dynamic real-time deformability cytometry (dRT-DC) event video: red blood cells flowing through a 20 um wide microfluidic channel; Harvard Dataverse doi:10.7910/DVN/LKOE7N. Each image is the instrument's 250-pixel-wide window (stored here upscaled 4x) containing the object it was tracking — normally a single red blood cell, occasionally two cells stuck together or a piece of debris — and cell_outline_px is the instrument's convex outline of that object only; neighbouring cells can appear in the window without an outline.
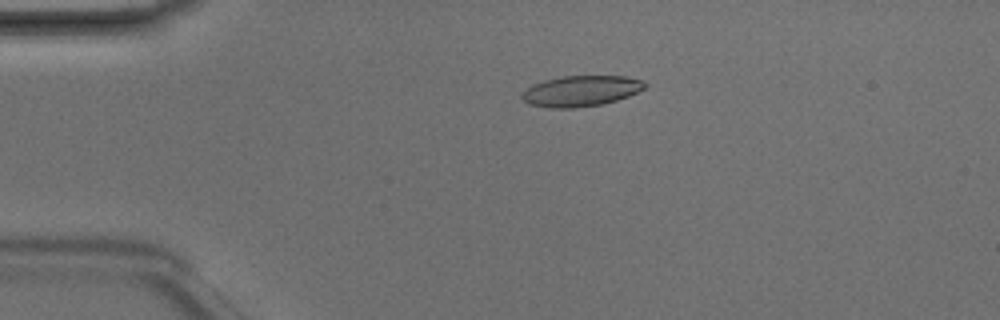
{"species": "Egyptian fruit bat (a non-hibernating species)", "species_latin": "Rousettus aegyptiacus", "temperature_condition": "room temperature", "stored_images_in_passage": 4, "camera_frame_rate_fps": 3000, "um_per_image_px": 0.085, "animal": {"sex": "male"}, "frame": {"image": 1, "passage_image": 3, "time_ms": 0.667, "image_size_px": [1000, 320], "cell_outline_px": [[648, 84], [644, 88], [628, 96], [604, 104], [576, 108], [552, 108], [528, 104], [520, 96], [532, 84], [544, 80], [564, 76], [628, 76], [644, 80]], "centroid_in_image_um": [49.4, 7.73], "position_along_channel_um": 35.6, "area_um2": 22.08}}